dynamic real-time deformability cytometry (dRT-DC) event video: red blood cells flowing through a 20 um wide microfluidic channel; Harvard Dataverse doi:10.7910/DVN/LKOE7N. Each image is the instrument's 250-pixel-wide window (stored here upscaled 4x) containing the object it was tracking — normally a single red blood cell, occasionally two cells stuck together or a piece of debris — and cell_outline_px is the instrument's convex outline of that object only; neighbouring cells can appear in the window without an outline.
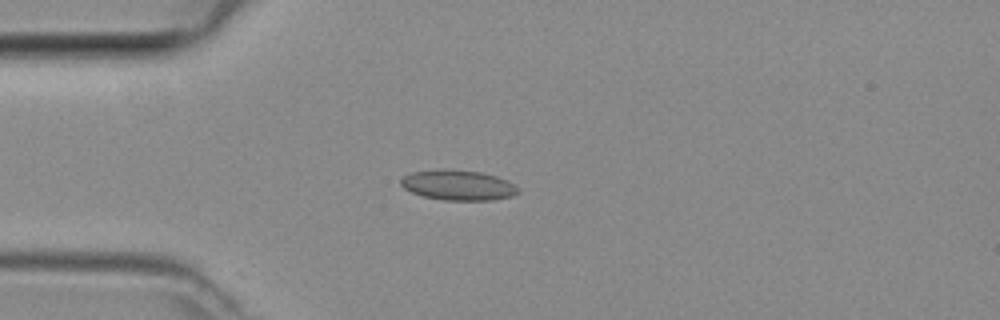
{"species": "common noctule bat (a hibernating species)", "species_latin": "Nyctalus noctula", "temperature_condition": "room temperature", "stored_images_in_passage": 3, "camera_frame_rate_fps": 3000, "um_per_image_px": 0.085, "animal": {"sex": "female", "body_mass_g": 29.2, "forearm_length_mm": 56.3}, "frame": {"image": 1, "passage_image": 3, "time_ms": 0.667, "image_size_px": [1000, 320], "cell_outline_px": [[520, 192], [512, 196], [492, 200], [444, 200], [424, 196], [412, 192], [404, 188], [400, 184], [400, 180], [404, 176], [412, 172], [440, 168], [444, 168], [480, 172], [496, 176], [520, 188]], "centroid_in_image_um": [38.92, 15.73], "position_along_channel_um": 46.1, "area_um2": 20.63}}